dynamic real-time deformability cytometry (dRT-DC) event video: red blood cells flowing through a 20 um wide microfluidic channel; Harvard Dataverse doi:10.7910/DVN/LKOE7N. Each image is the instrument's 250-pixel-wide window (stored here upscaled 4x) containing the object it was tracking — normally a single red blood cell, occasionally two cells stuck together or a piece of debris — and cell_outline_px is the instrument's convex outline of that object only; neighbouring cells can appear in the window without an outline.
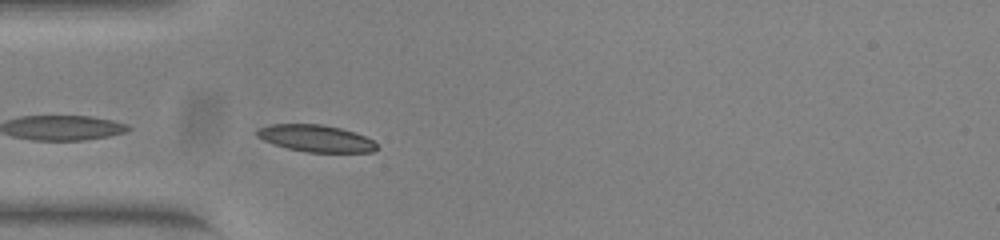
{"species": "common noctule bat (a hibernating species)", "species_latin": "Nyctalus noctula", "temperature_condition": "warm", "stored_images_in_passage": 4, "camera_frame_rate_fps": 3000, "um_per_image_px": 0.085, "animal": {"sex": "female", "body_mass_g": 23.0, "forearm_length_mm": 53.4}, "frame": {"image": 1, "passage_image": 1, "time_ms": 0.0, "image_size_px": [1000, 240], "cell_outline_px": [[376, 148], [372, 152], [308, 152], [288, 148], [264, 140], [256, 136], [256, 128], [272, 124], [320, 124], [340, 128], [356, 132], [372, 140], [376, 144]], "centroid_in_image_um": [26.83, 11.75], "position_along_channel_um": 58.2, "area_um2": 18.61}}